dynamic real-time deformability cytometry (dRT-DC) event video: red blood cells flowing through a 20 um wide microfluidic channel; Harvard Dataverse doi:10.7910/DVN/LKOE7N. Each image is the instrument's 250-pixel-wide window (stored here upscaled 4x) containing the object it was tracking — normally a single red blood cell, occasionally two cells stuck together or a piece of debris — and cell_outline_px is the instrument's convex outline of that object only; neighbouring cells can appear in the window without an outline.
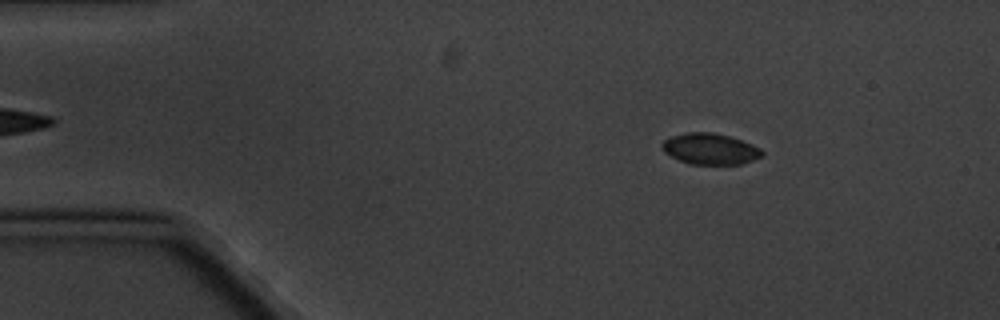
{"species": "common noctule bat (a hibernating species)", "species_latin": "Nyctalus noctula", "temperature_condition": "cold", "stored_images_in_passage": 9, "camera_frame_rate_fps": 3000, "um_per_image_px": 0.085, "animal": {"sex": "male", "body_mass_g": 20.1, "forearm_length_mm": 53.5}, "frame": {"image": 1, "passage_image": 1, "time_ms": 0.0, "image_size_px": [1000, 320], "cell_outline_px": [[764, 156], [740, 164], [688, 164], [664, 152], [660, 144], [664, 140], [672, 136], [688, 132], [712, 132], [728, 136], [740, 140], [760, 148], [764, 152]], "centroid_in_image_um": [60.35, 12.66], "position_along_channel_um": 24.6, "area_um2": 17.98}}
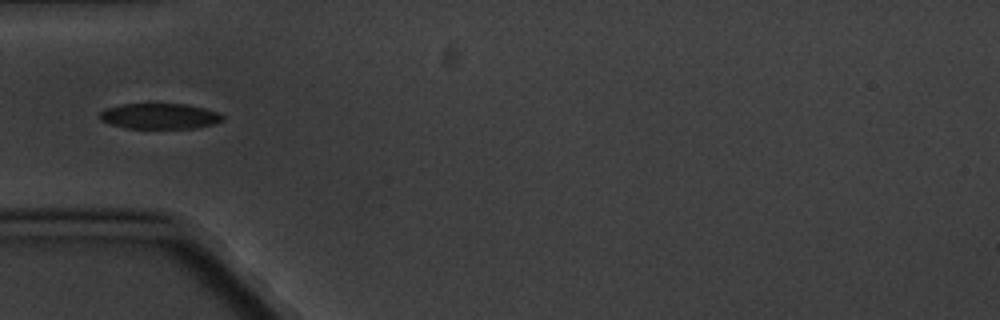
{"frame": {"image": 2, "passage_image": 4, "time_ms": 3.333, "image_size_px": [1000, 320], "cell_outline_px": [[224, 120], [212, 124], [196, 128], [124, 128], [100, 120], [100, 112], [108, 108], [124, 104], [188, 104], [204, 108], [216, 112], [224, 116]], "centroid_in_image_um": [13.59, 9.87], "position_along_channel_um": 71.4, "area_um2": 18.15}}
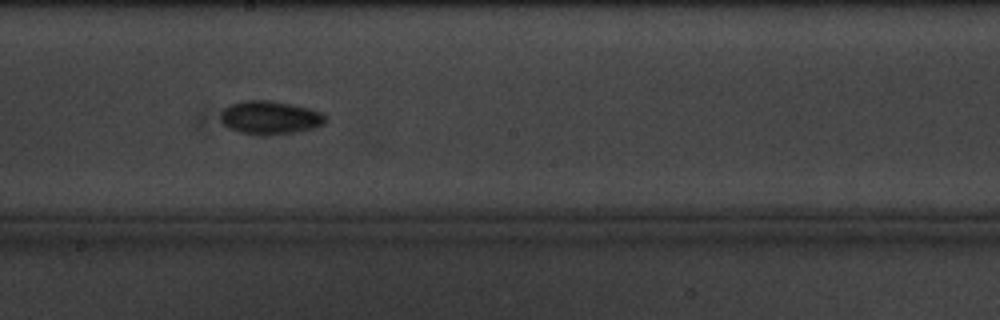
{"frame": {"image": 3, "passage_image": 8, "time_ms": 8.0, "image_size_px": [1000, 320], "cell_outline_px": [[328, 120], [324, 124], [316, 128], [296, 132], [268, 136], [260, 136], [240, 132], [228, 128], [220, 120], [220, 112], [224, 108], [232, 104], [244, 100], [272, 100], [292, 104], [324, 112], [328, 116]], "centroid_in_image_um": [23.0, 10.01], "position_along_channel_um": 225.2, "area_um2": 20.98}}